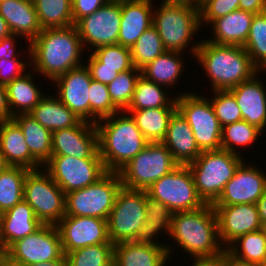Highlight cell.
Masks as SVG:
<instances>
[{
  "label": "cell",
  "instance_id": "4fadbf2b",
  "mask_svg": "<svg viewBox=\"0 0 266 266\" xmlns=\"http://www.w3.org/2000/svg\"><path fill=\"white\" fill-rule=\"evenodd\" d=\"M65 194L96 183L108 171L102 159L51 156L43 166Z\"/></svg>",
  "mask_w": 266,
  "mask_h": 266
},
{
  "label": "cell",
  "instance_id": "d6a6232c",
  "mask_svg": "<svg viewBox=\"0 0 266 266\" xmlns=\"http://www.w3.org/2000/svg\"><path fill=\"white\" fill-rule=\"evenodd\" d=\"M225 254L239 263L266 266L264 231L256 230L237 237L225 248Z\"/></svg>",
  "mask_w": 266,
  "mask_h": 266
},
{
  "label": "cell",
  "instance_id": "3957f363",
  "mask_svg": "<svg viewBox=\"0 0 266 266\" xmlns=\"http://www.w3.org/2000/svg\"><path fill=\"white\" fill-rule=\"evenodd\" d=\"M193 59L205 70L211 91L230 90L259 72L242 46L219 45L206 38Z\"/></svg>",
  "mask_w": 266,
  "mask_h": 266
},
{
  "label": "cell",
  "instance_id": "ab89813d",
  "mask_svg": "<svg viewBox=\"0 0 266 266\" xmlns=\"http://www.w3.org/2000/svg\"><path fill=\"white\" fill-rule=\"evenodd\" d=\"M253 65L266 73V11L254 14L248 38L243 46Z\"/></svg>",
  "mask_w": 266,
  "mask_h": 266
},
{
  "label": "cell",
  "instance_id": "816d5d0a",
  "mask_svg": "<svg viewBox=\"0 0 266 266\" xmlns=\"http://www.w3.org/2000/svg\"><path fill=\"white\" fill-rule=\"evenodd\" d=\"M19 37L20 36L12 34L11 36L0 40V60L2 58H5L6 60L20 58L19 56L21 55L19 53V50H17L16 48V45H17L16 42L18 40H15L16 38L18 39ZM16 50L18 52H16Z\"/></svg>",
  "mask_w": 266,
  "mask_h": 266
},
{
  "label": "cell",
  "instance_id": "4dcf8cb0",
  "mask_svg": "<svg viewBox=\"0 0 266 266\" xmlns=\"http://www.w3.org/2000/svg\"><path fill=\"white\" fill-rule=\"evenodd\" d=\"M29 115L51 132L76 126L81 121L55 95L49 94L33 108Z\"/></svg>",
  "mask_w": 266,
  "mask_h": 266
},
{
  "label": "cell",
  "instance_id": "681fc988",
  "mask_svg": "<svg viewBox=\"0 0 266 266\" xmlns=\"http://www.w3.org/2000/svg\"><path fill=\"white\" fill-rule=\"evenodd\" d=\"M88 58L86 59L87 63H84V65L89 70L92 80L108 85L118 77L117 68L101 67V61L92 52Z\"/></svg>",
  "mask_w": 266,
  "mask_h": 266
},
{
  "label": "cell",
  "instance_id": "f1b7e54d",
  "mask_svg": "<svg viewBox=\"0 0 266 266\" xmlns=\"http://www.w3.org/2000/svg\"><path fill=\"white\" fill-rule=\"evenodd\" d=\"M145 210V221L139 228L135 242L167 246L165 242L160 243L157 237L163 235L162 232L169 235L173 212L161 201L149 196L146 191Z\"/></svg>",
  "mask_w": 266,
  "mask_h": 266
},
{
  "label": "cell",
  "instance_id": "2e32d148",
  "mask_svg": "<svg viewBox=\"0 0 266 266\" xmlns=\"http://www.w3.org/2000/svg\"><path fill=\"white\" fill-rule=\"evenodd\" d=\"M63 253L102 243H109L107 220L96 217L65 215L57 224Z\"/></svg>",
  "mask_w": 266,
  "mask_h": 266
},
{
  "label": "cell",
  "instance_id": "94428289",
  "mask_svg": "<svg viewBox=\"0 0 266 266\" xmlns=\"http://www.w3.org/2000/svg\"><path fill=\"white\" fill-rule=\"evenodd\" d=\"M226 266H260V265L239 263V262L231 259L229 256L226 255Z\"/></svg>",
  "mask_w": 266,
  "mask_h": 266
},
{
  "label": "cell",
  "instance_id": "4316f807",
  "mask_svg": "<svg viewBox=\"0 0 266 266\" xmlns=\"http://www.w3.org/2000/svg\"><path fill=\"white\" fill-rule=\"evenodd\" d=\"M0 151L9 166H20L29 170L43 167L31 155L22 129L13 119L0 123Z\"/></svg>",
  "mask_w": 266,
  "mask_h": 266
},
{
  "label": "cell",
  "instance_id": "30bf717a",
  "mask_svg": "<svg viewBox=\"0 0 266 266\" xmlns=\"http://www.w3.org/2000/svg\"><path fill=\"white\" fill-rule=\"evenodd\" d=\"M195 93H177V110L187 120L202 152L221 149L222 126L215 115L209 97Z\"/></svg>",
  "mask_w": 266,
  "mask_h": 266
},
{
  "label": "cell",
  "instance_id": "7a4b0ae2",
  "mask_svg": "<svg viewBox=\"0 0 266 266\" xmlns=\"http://www.w3.org/2000/svg\"><path fill=\"white\" fill-rule=\"evenodd\" d=\"M170 239L192 259H214L225 254L218 238L217 217L212 204L194 211L172 213Z\"/></svg>",
  "mask_w": 266,
  "mask_h": 266
},
{
  "label": "cell",
  "instance_id": "e575fe53",
  "mask_svg": "<svg viewBox=\"0 0 266 266\" xmlns=\"http://www.w3.org/2000/svg\"><path fill=\"white\" fill-rule=\"evenodd\" d=\"M152 108H177L176 96L170 95V92L167 95L166 87L158 85L140 75L136 82L132 100L125 111Z\"/></svg>",
  "mask_w": 266,
  "mask_h": 266
},
{
  "label": "cell",
  "instance_id": "7dc6e473",
  "mask_svg": "<svg viewBox=\"0 0 266 266\" xmlns=\"http://www.w3.org/2000/svg\"><path fill=\"white\" fill-rule=\"evenodd\" d=\"M239 1L240 0H202L199 8L200 25L206 26L213 20L238 10Z\"/></svg>",
  "mask_w": 266,
  "mask_h": 266
},
{
  "label": "cell",
  "instance_id": "d590c367",
  "mask_svg": "<svg viewBox=\"0 0 266 266\" xmlns=\"http://www.w3.org/2000/svg\"><path fill=\"white\" fill-rule=\"evenodd\" d=\"M176 110L177 108H152L125 112L132 116L149 142H161L166 136L170 118Z\"/></svg>",
  "mask_w": 266,
  "mask_h": 266
},
{
  "label": "cell",
  "instance_id": "ee69618b",
  "mask_svg": "<svg viewBox=\"0 0 266 266\" xmlns=\"http://www.w3.org/2000/svg\"><path fill=\"white\" fill-rule=\"evenodd\" d=\"M90 123L96 124L99 120L121 112L112 102L108 86L92 80L90 84Z\"/></svg>",
  "mask_w": 266,
  "mask_h": 266
},
{
  "label": "cell",
  "instance_id": "7402d4cb",
  "mask_svg": "<svg viewBox=\"0 0 266 266\" xmlns=\"http://www.w3.org/2000/svg\"><path fill=\"white\" fill-rule=\"evenodd\" d=\"M154 1H121L118 44L132 48L138 38L153 25Z\"/></svg>",
  "mask_w": 266,
  "mask_h": 266
},
{
  "label": "cell",
  "instance_id": "74e56055",
  "mask_svg": "<svg viewBox=\"0 0 266 266\" xmlns=\"http://www.w3.org/2000/svg\"><path fill=\"white\" fill-rule=\"evenodd\" d=\"M34 5L42 30L74 25L72 0H37Z\"/></svg>",
  "mask_w": 266,
  "mask_h": 266
},
{
  "label": "cell",
  "instance_id": "b9f144b4",
  "mask_svg": "<svg viewBox=\"0 0 266 266\" xmlns=\"http://www.w3.org/2000/svg\"><path fill=\"white\" fill-rule=\"evenodd\" d=\"M165 51L160 35L152 25L131 48L132 63L141 70Z\"/></svg>",
  "mask_w": 266,
  "mask_h": 266
},
{
  "label": "cell",
  "instance_id": "60d3db41",
  "mask_svg": "<svg viewBox=\"0 0 266 266\" xmlns=\"http://www.w3.org/2000/svg\"><path fill=\"white\" fill-rule=\"evenodd\" d=\"M114 245L110 241L68 252V266H114Z\"/></svg>",
  "mask_w": 266,
  "mask_h": 266
},
{
  "label": "cell",
  "instance_id": "83f0119b",
  "mask_svg": "<svg viewBox=\"0 0 266 266\" xmlns=\"http://www.w3.org/2000/svg\"><path fill=\"white\" fill-rule=\"evenodd\" d=\"M254 14L248 11L235 10L213 20L209 25L213 32L206 40L219 45L244 46L251 27Z\"/></svg>",
  "mask_w": 266,
  "mask_h": 266
},
{
  "label": "cell",
  "instance_id": "e7e4bbea",
  "mask_svg": "<svg viewBox=\"0 0 266 266\" xmlns=\"http://www.w3.org/2000/svg\"><path fill=\"white\" fill-rule=\"evenodd\" d=\"M5 266H19V265L13 264L10 261H8Z\"/></svg>",
  "mask_w": 266,
  "mask_h": 266
},
{
  "label": "cell",
  "instance_id": "d4e9b609",
  "mask_svg": "<svg viewBox=\"0 0 266 266\" xmlns=\"http://www.w3.org/2000/svg\"><path fill=\"white\" fill-rule=\"evenodd\" d=\"M161 142L179 165L192 163L202 152L191 127L178 110L170 118L166 136Z\"/></svg>",
  "mask_w": 266,
  "mask_h": 266
},
{
  "label": "cell",
  "instance_id": "7bdbcfd3",
  "mask_svg": "<svg viewBox=\"0 0 266 266\" xmlns=\"http://www.w3.org/2000/svg\"><path fill=\"white\" fill-rule=\"evenodd\" d=\"M140 75L141 70L133 67L127 71L120 72L118 77L107 85L110 98L120 111H125L128 108Z\"/></svg>",
  "mask_w": 266,
  "mask_h": 266
},
{
  "label": "cell",
  "instance_id": "f907efd6",
  "mask_svg": "<svg viewBox=\"0 0 266 266\" xmlns=\"http://www.w3.org/2000/svg\"><path fill=\"white\" fill-rule=\"evenodd\" d=\"M111 0H72V15L74 25L83 17L91 15Z\"/></svg>",
  "mask_w": 266,
  "mask_h": 266
},
{
  "label": "cell",
  "instance_id": "f35d334b",
  "mask_svg": "<svg viewBox=\"0 0 266 266\" xmlns=\"http://www.w3.org/2000/svg\"><path fill=\"white\" fill-rule=\"evenodd\" d=\"M264 134L256 126L245 120L234 122L222 127L221 149L241 155L238 147H251Z\"/></svg>",
  "mask_w": 266,
  "mask_h": 266
},
{
  "label": "cell",
  "instance_id": "11a10c76",
  "mask_svg": "<svg viewBox=\"0 0 266 266\" xmlns=\"http://www.w3.org/2000/svg\"><path fill=\"white\" fill-rule=\"evenodd\" d=\"M191 266H226V254L214 259H193Z\"/></svg>",
  "mask_w": 266,
  "mask_h": 266
},
{
  "label": "cell",
  "instance_id": "8d00e7d4",
  "mask_svg": "<svg viewBox=\"0 0 266 266\" xmlns=\"http://www.w3.org/2000/svg\"><path fill=\"white\" fill-rule=\"evenodd\" d=\"M28 171L25 167L8 166L0 172V214L23 200Z\"/></svg>",
  "mask_w": 266,
  "mask_h": 266
},
{
  "label": "cell",
  "instance_id": "9a60e30c",
  "mask_svg": "<svg viewBox=\"0 0 266 266\" xmlns=\"http://www.w3.org/2000/svg\"><path fill=\"white\" fill-rule=\"evenodd\" d=\"M120 22L121 1H110L91 15L80 19L75 26L83 48L89 47L87 50L91 51L100 46L118 44Z\"/></svg>",
  "mask_w": 266,
  "mask_h": 266
},
{
  "label": "cell",
  "instance_id": "44dd1931",
  "mask_svg": "<svg viewBox=\"0 0 266 266\" xmlns=\"http://www.w3.org/2000/svg\"><path fill=\"white\" fill-rule=\"evenodd\" d=\"M260 71L229 91L241 110L242 120L266 131V86L260 79ZM264 84V85H263Z\"/></svg>",
  "mask_w": 266,
  "mask_h": 266
},
{
  "label": "cell",
  "instance_id": "f6af8a7d",
  "mask_svg": "<svg viewBox=\"0 0 266 266\" xmlns=\"http://www.w3.org/2000/svg\"><path fill=\"white\" fill-rule=\"evenodd\" d=\"M211 93L213 98L209 100L222 127L242 120L241 110L229 90H216Z\"/></svg>",
  "mask_w": 266,
  "mask_h": 266
},
{
  "label": "cell",
  "instance_id": "8fae6325",
  "mask_svg": "<svg viewBox=\"0 0 266 266\" xmlns=\"http://www.w3.org/2000/svg\"><path fill=\"white\" fill-rule=\"evenodd\" d=\"M146 192L165 204L173 213L194 211L206 205L198 195L188 165L177 166L172 172L155 181Z\"/></svg>",
  "mask_w": 266,
  "mask_h": 266
},
{
  "label": "cell",
  "instance_id": "ac0fdd59",
  "mask_svg": "<svg viewBox=\"0 0 266 266\" xmlns=\"http://www.w3.org/2000/svg\"><path fill=\"white\" fill-rule=\"evenodd\" d=\"M52 156L101 159L95 124L81 120L76 126L52 132Z\"/></svg>",
  "mask_w": 266,
  "mask_h": 266
},
{
  "label": "cell",
  "instance_id": "1f68e13d",
  "mask_svg": "<svg viewBox=\"0 0 266 266\" xmlns=\"http://www.w3.org/2000/svg\"><path fill=\"white\" fill-rule=\"evenodd\" d=\"M13 120L20 126L31 155L44 166L52 156V132L29 114H19Z\"/></svg>",
  "mask_w": 266,
  "mask_h": 266
},
{
  "label": "cell",
  "instance_id": "f5cc1de1",
  "mask_svg": "<svg viewBox=\"0 0 266 266\" xmlns=\"http://www.w3.org/2000/svg\"><path fill=\"white\" fill-rule=\"evenodd\" d=\"M13 119L5 85L0 84V123Z\"/></svg>",
  "mask_w": 266,
  "mask_h": 266
},
{
  "label": "cell",
  "instance_id": "9f6ffc18",
  "mask_svg": "<svg viewBox=\"0 0 266 266\" xmlns=\"http://www.w3.org/2000/svg\"><path fill=\"white\" fill-rule=\"evenodd\" d=\"M256 206L261 224L263 225L266 223V190L264 191L262 197L256 202Z\"/></svg>",
  "mask_w": 266,
  "mask_h": 266
},
{
  "label": "cell",
  "instance_id": "e0dca14e",
  "mask_svg": "<svg viewBox=\"0 0 266 266\" xmlns=\"http://www.w3.org/2000/svg\"><path fill=\"white\" fill-rule=\"evenodd\" d=\"M266 190V174L256 164H240L212 206L256 204Z\"/></svg>",
  "mask_w": 266,
  "mask_h": 266
},
{
  "label": "cell",
  "instance_id": "ffe728a7",
  "mask_svg": "<svg viewBox=\"0 0 266 266\" xmlns=\"http://www.w3.org/2000/svg\"><path fill=\"white\" fill-rule=\"evenodd\" d=\"M92 78L85 65L69 70L52 83L58 90L56 97L79 119L90 122V84Z\"/></svg>",
  "mask_w": 266,
  "mask_h": 266
},
{
  "label": "cell",
  "instance_id": "603a6c76",
  "mask_svg": "<svg viewBox=\"0 0 266 266\" xmlns=\"http://www.w3.org/2000/svg\"><path fill=\"white\" fill-rule=\"evenodd\" d=\"M43 224L32 207L23 199L0 214V242L7 250L14 242L37 231Z\"/></svg>",
  "mask_w": 266,
  "mask_h": 266
},
{
  "label": "cell",
  "instance_id": "a7ac6f4b",
  "mask_svg": "<svg viewBox=\"0 0 266 266\" xmlns=\"http://www.w3.org/2000/svg\"><path fill=\"white\" fill-rule=\"evenodd\" d=\"M111 1H117V2H120V1H131V0H111Z\"/></svg>",
  "mask_w": 266,
  "mask_h": 266
},
{
  "label": "cell",
  "instance_id": "003e7915",
  "mask_svg": "<svg viewBox=\"0 0 266 266\" xmlns=\"http://www.w3.org/2000/svg\"><path fill=\"white\" fill-rule=\"evenodd\" d=\"M25 1H27V2H30V3H35L37 0H25Z\"/></svg>",
  "mask_w": 266,
  "mask_h": 266
},
{
  "label": "cell",
  "instance_id": "5b68a950",
  "mask_svg": "<svg viewBox=\"0 0 266 266\" xmlns=\"http://www.w3.org/2000/svg\"><path fill=\"white\" fill-rule=\"evenodd\" d=\"M153 27L158 31L166 51L183 53L189 50L192 58L195 57L200 41L193 43L191 40L202 28L199 9L161 1L153 11Z\"/></svg>",
  "mask_w": 266,
  "mask_h": 266
},
{
  "label": "cell",
  "instance_id": "52a82bcc",
  "mask_svg": "<svg viewBox=\"0 0 266 266\" xmlns=\"http://www.w3.org/2000/svg\"><path fill=\"white\" fill-rule=\"evenodd\" d=\"M177 166L179 164L162 142H149L118 173L123 187L147 191L155 181Z\"/></svg>",
  "mask_w": 266,
  "mask_h": 266
},
{
  "label": "cell",
  "instance_id": "cb8c5ba5",
  "mask_svg": "<svg viewBox=\"0 0 266 266\" xmlns=\"http://www.w3.org/2000/svg\"><path fill=\"white\" fill-rule=\"evenodd\" d=\"M167 245L135 241L117 243L114 245V266H168L167 262L174 252L169 243Z\"/></svg>",
  "mask_w": 266,
  "mask_h": 266
},
{
  "label": "cell",
  "instance_id": "6da1fadb",
  "mask_svg": "<svg viewBox=\"0 0 266 266\" xmlns=\"http://www.w3.org/2000/svg\"><path fill=\"white\" fill-rule=\"evenodd\" d=\"M28 46L30 68L52 82L84 65L81 60L84 48L75 25L43 29Z\"/></svg>",
  "mask_w": 266,
  "mask_h": 266
},
{
  "label": "cell",
  "instance_id": "836d02e7",
  "mask_svg": "<svg viewBox=\"0 0 266 266\" xmlns=\"http://www.w3.org/2000/svg\"><path fill=\"white\" fill-rule=\"evenodd\" d=\"M184 53L175 51H165L152 62L141 69V75L158 85L172 89L177 84L178 79L183 75Z\"/></svg>",
  "mask_w": 266,
  "mask_h": 266
},
{
  "label": "cell",
  "instance_id": "be15d7a7",
  "mask_svg": "<svg viewBox=\"0 0 266 266\" xmlns=\"http://www.w3.org/2000/svg\"><path fill=\"white\" fill-rule=\"evenodd\" d=\"M9 165L6 163L4 155L0 151V172L4 171Z\"/></svg>",
  "mask_w": 266,
  "mask_h": 266
},
{
  "label": "cell",
  "instance_id": "277c9868",
  "mask_svg": "<svg viewBox=\"0 0 266 266\" xmlns=\"http://www.w3.org/2000/svg\"><path fill=\"white\" fill-rule=\"evenodd\" d=\"M95 126L98 152L107 171L118 172L149 143L125 111L103 118Z\"/></svg>",
  "mask_w": 266,
  "mask_h": 266
},
{
  "label": "cell",
  "instance_id": "03108f58",
  "mask_svg": "<svg viewBox=\"0 0 266 266\" xmlns=\"http://www.w3.org/2000/svg\"><path fill=\"white\" fill-rule=\"evenodd\" d=\"M262 230L264 231L265 236H266V223H264V224L262 225Z\"/></svg>",
  "mask_w": 266,
  "mask_h": 266
},
{
  "label": "cell",
  "instance_id": "ba28073f",
  "mask_svg": "<svg viewBox=\"0 0 266 266\" xmlns=\"http://www.w3.org/2000/svg\"><path fill=\"white\" fill-rule=\"evenodd\" d=\"M122 186L119 173L108 171L96 183L66 194V215L107 220Z\"/></svg>",
  "mask_w": 266,
  "mask_h": 266
},
{
  "label": "cell",
  "instance_id": "f546056e",
  "mask_svg": "<svg viewBox=\"0 0 266 266\" xmlns=\"http://www.w3.org/2000/svg\"><path fill=\"white\" fill-rule=\"evenodd\" d=\"M27 71L5 86L13 117L19 114H29L46 94L43 93V89L40 90L38 84L34 83L35 72L32 68Z\"/></svg>",
  "mask_w": 266,
  "mask_h": 266
},
{
  "label": "cell",
  "instance_id": "9c48e42d",
  "mask_svg": "<svg viewBox=\"0 0 266 266\" xmlns=\"http://www.w3.org/2000/svg\"><path fill=\"white\" fill-rule=\"evenodd\" d=\"M23 199L42 224L56 225L66 215V194L43 167L28 171Z\"/></svg>",
  "mask_w": 266,
  "mask_h": 266
},
{
  "label": "cell",
  "instance_id": "d6986e66",
  "mask_svg": "<svg viewBox=\"0 0 266 266\" xmlns=\"http://www.w3.org/2000/svg\"><path fill=\"white\" fill-rule=\"evenodd\" d=\"M220 244L226 248L237 237L262 229L256 204L213 206Z\"/></svg>",
  "mask_w": 266,
  "mask_h": 266
},
{
  "label": "cell",
  "instance_id": "680465c9",
  "mask_svg": "<svg viewBox=\"0 0 266 266\" xmlns=\"http://www.w3.org/2000/svg\"><path fill=\"white\" fill-rule=\"evenodd\" d=\"M167 3L171 4H180V5H187L199 9L202 3V0H162Z\"/></svg>",
  "mask_w": 266,
  "mask_h": 266
},
{
  "label": "cell",
  "instance_id": "484cf974",
  "mask_svg": "<svg viewBox=\"0 0 266 266\" xmlns=\"http://www.w3.org/2000/svg\"><path fill=\"white\" fill-rule=\"evenodd\" d=\"M0 15L8 23L12 34L22 37L28 44L42 31L33 3L25 0L0 2Z\"/></svg>",
  "mask_w": 266,
  "mask_h": 266
},
{
  "label": "cell",
  "instance_id": "6f0895ef",
  "mask_svg": "<svg viewBox=\"0 0 266 266\" xmlns=\"http://www.w3.org/2000/svg\"><path fill=\"white\" fill-rule=\"evenodd\" d=\"M28 266H68L67 259L65 254L60 258L56 260H51L47 262H39L35 264H30Z\"/></svg>",
  "mask_w": 266,
  "mask_h": 266
},
{
  "label": "cell",
  "instance_id": "7c38bea8",
  "mask_svg": "<svg viewBox=\"0 0 266 266\" xmlns=\"http://www.w3.org/2000/svg\"><path fill=\"white\" fill-rule=\"evenodd\" d=\"M145 191L121 187L107 218L112 243L135 241L145 221Z\"/></svg>",
  "mask_w": 266,
  "mask_h": 266
},
{
  "label": "cell",
  "instance_id": "c3c4849f",
  "mask_svg": "<svg viewBox=\"0 0 266 266\" xmlns=\"http://www.w3.org/2000/svg\"><path fill=\"white\" fill-rule=\"evenodd\" d=\"M28 60L22 61V59H10L6 60L2 58L0 60V84L7 85L12 82L15 78L20 77L25 71L30 68V48L27 49ZM21 60V61H20ZM27 62V63H26ZM28 66V67H27Z\"/></svg>",
  "mask_w": 266,
  "mask_h": 266
},
{
  "label": "cell",
  "instance_id": "6125c7cd",
  "mask_svg": "<svg viewBox=\"0 0 266 266\" xmlns=\"http://www.w3.org/2000/svg\"><path fill=\"white\" fill-rule=\"evenodd\" d=\"M8 252L5 249H0V266H5L8 262Z\"/></svg>",
  "mask_w": 266,
  "mask_h": 266
},
{
  "label": "cell",
  "instance_id": "5bb4252c",
  "mask_svg": "<svg viewBox=\"0 0 266 266\" xmlns=\"http://www.w3.org/2000/svg\"><path fill=\"white\" fill-rule=\"evenodd\" d=\"M7 252L8 260L19 266L56 260L64 255L56 225L48 224L14 242Z\"/></svg>",
  "mask_w": 266,
  "mask_h": 266
},
{
  "label": "cell",
  "instance_id": "db71d44e",
  "mask_svg": "<svg viewBox=\"0 0 266 266\" xmlns=\"http://www.w3.org/2000/svg\"><path fill=\"white\" fill-rule=\"evenodd\" d=\"M239 9L258 14L266 11V0H240Z\"/></svg>",
  "mask_w": 266,
  "mask_h": 266
},
{
  "label": "cell",
  "instance_id": "91938a15",
  "mask_svg": "<svg viewBox=\"0 0 266 266\" xmlns=\"http://www.w3.org/2000/svg\"><path fill=\"white\" fill-rule=\"evenodd\" d=\"M12 35L6 20L0 15V40Z\"/></svg>",
  "mask_w": 266,
  "mask_h": 266
},
{
  "label": "cell",
  "instance_id": "bcb514c9",
  "mask_svg": "<svg viewBox=\"0 0 266 266\" xmlns=\"http://www.w3.org/2000/svg\"><path fill=\"white\" fill-rule=\"evenodd\" d=\"M92 53L101 61V67L117 68L119 73L134 67L131 48L119 44L104 45L95 48Z\"/></svg>",
  "mask_w": 266,
  "mask_h": 266
},
{
  "label": "cell",
  "instance_id": "8992f818",
  "mask_svg": "<svg viewBox=\"0 0 266 266\" xmlns=\"http://www.w3.org/2000/svg\"><path fill=\"white\" fill-rule=\"evenodd\" d=\"M244 157L224 149L203 151L190 164L198 195L206 204H213L226 183L234 176Z\"/></svg>",
  "mask_w": 266,
  "mask_h": 266
}]
</instances>
